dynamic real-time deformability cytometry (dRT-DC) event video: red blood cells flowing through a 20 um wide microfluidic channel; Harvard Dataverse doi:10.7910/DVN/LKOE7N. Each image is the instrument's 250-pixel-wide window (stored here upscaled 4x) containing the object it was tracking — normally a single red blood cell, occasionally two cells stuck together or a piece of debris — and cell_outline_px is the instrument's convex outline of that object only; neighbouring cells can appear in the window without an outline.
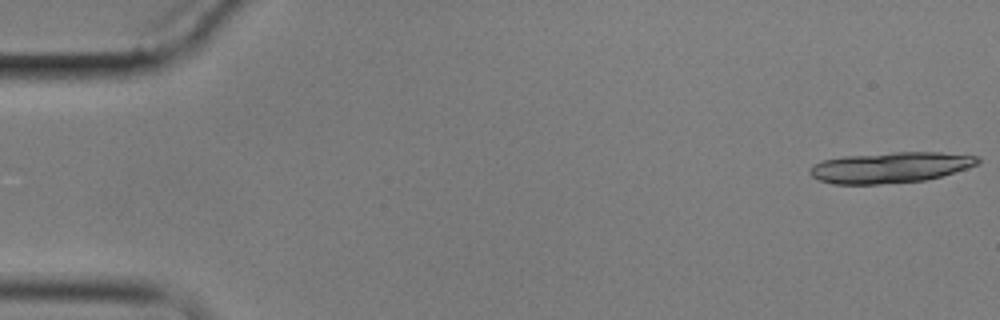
{"species": "common noctule bat (a hibernating species)", "species_latin": "Nyctalus noctula", "temperature_condition": "cold", "stored_images_in_passage": 6, "camera_frame_rate_fps": 3000, "um_per_image_px": 0.085, "animal": {"sex": "male", "body_mass_g": 17.9}, "frame": {"image": 1, "passage_image": 1, "time_ms": 0.0, "image_size_px": [1000, 320], "cell_outline_px": [[980, 160], [976, 164], [968, 168], [940, 176], [924, 180], [880, 184], [832, 184], [820, 180], [812, 176], [808, 172], [812, 164], [824, 160], [844, 156], [896, 152], [940, 152], [976, 156]], "centroid_in_image_um": [75.63, 14.23], "position_along_channel_um": 9.4, "area_um2": 29.88}}
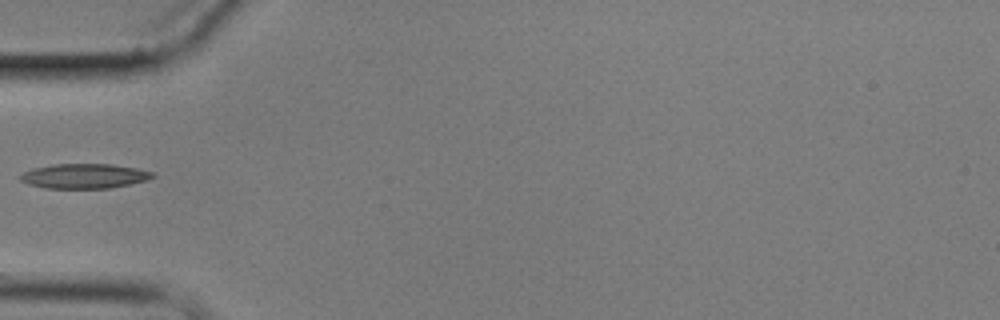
{"frame": {"image": 2, "passage_image": 6, "time_ms": 6.0, "image_size_px": [1000, 320], "cell_outline_px": [[156, 176], [148, 180], [108, 188], [44, 188], [28, 184], [20, 180], [20, 176], [24, 172], [32, 168], [52, 164], [112, 164], [136, 168], [156, 172]], "centroid_in_image_um": [7.18, 14.96], "position_along_channel_um": 77.8, "area_um2": 19.13}}